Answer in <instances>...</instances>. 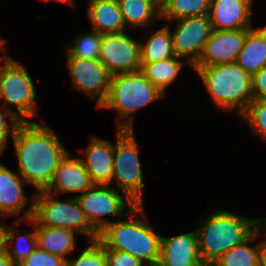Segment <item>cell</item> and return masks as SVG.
I'll use <instances>...</instances> for the list:
<instances>
[{
    "label": "cell",
    "instance_id": "1f68e13d",
    "mask_svg": "<svg viewBox=\"0 0 266 266\" xmlns=\"http://www.w3.org/2000/svg\"><path fill=\"white\" fill-rule=\"evenodd\" d=\"M18 266H66V259L37 247Z\"/></svg>",
    "mask_w": 266,
    "mask_h": 266
},
{
    "label": "cell",
    "instance_id": "4fadbf2b",
    "mask_svg": "<svg viewBox=\"0 0 266 266\" xmlns=\"http://www.w3.org/2000/svg\"><path fill=\"white\" fill-rule=\"evenodd\" d=\"M27 183L19 173H15L6 165L0 163V216H19L21 212L25 213L22 217L15 220L18 225L21 221H27L32 218L34 210V195L26 211L29 198L24 191V185ZM1 221V217H0Z\"/></svg>",
    "mask_w": 266,
    "mask_h": 266
},
{
    "label": "cell",
    "instance_id": "f35d334b",
    "mask_svg": "<svg viewBox=\"0 0 266 266\" xmlns=\"http://www.w3.org/2000/svg\"><path fill=\"white\" fill-rule=\"evenodd\" d=\"M42 1H46V2L56 1L60 3H66V5L69 4L70 6H74V0H42Z\"/></svg>",
    "mask_w": 266,
    "mask_h": 266
},
{
    "label": "cell",
    "instance_id": "60d3db41",
    "mask_svg": "<svg viewBox=\"0 0 266 266\" xmlns=\"http://www.w3.org/2000/svg\"><path fill=\"white\" fill-rule=\"evenodd\" d=\"M263 225L266 228V219H263Z\"/></svg>",
    "mask_w": 266,
    "mask_h": 266
},
{
    "label": "cell",
    "instance_id": "8992f818",
    "mask_svg": "<svg viewBox=\"0 0 266 266\" xmlns=\"http://www.w3.org/2000/svg\"><path fill=\"white\" fill-rule=\"evenodd\" d=\"M54 194L44 190L34 193L32 220L36 226L68 228L89 241L98 240L99 233L89 224L82 208L73 195L65 201L55 200Z\"/></svg>",
    "mask_w": 266,
    "mask_h": 266
},
{
    "label": "cell",
    "instance_id": "7402d4cb",
    "mask_svg": "<svg viewBox=\"0 0 266 266\" xmlns=\"http://www.w3.org/2000/svg\"><path fill=\"white\" fill-rule=\"evenodd\" d=\"M77 232L68 228L36 226L37 246L49 253L68 259L75 249Z\"/></svg>",
    "mask_w": 266,
    "mask_h": 266
},
{
    "label": "cell",
    "instance_id": "5bb4252c",
    "mask_svg": "<svg viewBox=\"0 0 266 266\" xmlns=\"http://www.w3.org/2000/svg\"><path fill=\"white\" fill-rule=\"evenodd\" d=\"M249 29L251 28L213 30L205 43L201 57L194 66H212L236 62Z\"/></svg>",
    "mask_w": 266,
    "mask_h": 266
},
{
    "label": "cell",
    "instance_id": "9a60e30c",
    "mask_svg": "<svg viewBox=\"0 0 266 266\" xmlns=\"http://www.w3.org/2000/svg\"><path fill=\"white\" fill-rule=\"evenodd\" d=\"M71 155L68 152L61 160L52 181L44 191L55 196L67 192L82 194L95 185L81 158H72Z\"/></svg>",
    "mask_w": 266,
    "mask_h": 266
},
{
    "label": "cell",
    "instance_id": "ab89813d",
    "mask_svg": "<svg viewBox=\"0 0 266 266\" xmlns=\"http://www.w3.org/2000/svg\"><path fill=\"white\" fill-rule=\"evenodd\" d=\"M160 6L166 1V0H155Z\"/></svg>",
    "mask_w": 266,
    "mask_h": 266
},
{
    "label": "cell",
    "instance_id": "7a4b0ae2",
    "mask_svg": "<svg viewBox=\"0 0 266 266\" xmlns=\"http://www.w3.org/2000/svg\"><path fill=\"white\" fill-rule=\"evenodd\" d=\"M125 217L130 220L118 219L107 225L99 233L98 241L105 249L130 253L147 266L158 265L162 235L146 223L144 205H135Z\"/></svg>",
    "mask_w": 266,
    "mask_h": 266
},
{
    "label": "cell",
    "instance_id": "cb8c5ba5",
    "mask_svg": "<svg viewBox=\"0 0 266 266\" xmlns=\"http://www.w3.org/2000/svg\"><path fill=\"white\" fill-rule=\"evenodd\" d=\"M30 222L31 226L34 227V231L26 234L19 235L18 228L15 226H7L2 224L3 228V249L7 252V255L12 260V262L18 266L23 262L38 246L36 237V223L29 219L26 223ZM16 240L13 245L12 240Z\"/></svg>",
    "mask_w": 266,
    "mask_h": 266
},
{
    "label": "cell",
    "instance_id": "836d02e7",
    "mask_svg": "<svg viewBox=\"0 0 266 266\" xmlns=\"http://www.w3.org/2000/svg\"><path fill=\"white\" fill-rule=\"evenodd\" d=\"M253 99H266V67L252 75Z\"/></svg>",
    "mask_w": 266,
    "mask_h": 266
},
{
    "label": "cell",
    "instance_id": "ac0fdd59",
    "mask_svg": "<svg viewBox=\"0 0 266 266\" xmlns=\"http://www.w3.org/2000/svg\"><path fill=\"white\" fill-rule=\"evenodd\" d=\"M81 158L94 184L110 185L113 174L114 144L92 137Z\"/></svg>",
    "mask_w": 266,
    "mask_h": 266
},
{
    "label": "cell",
    "instance_id": "2e32d148",
    "mask_svg": "<svg viewBox=\"0 0 266 266\" xmlns=\"http://www.w3.org/2000/svg\"><path fill=\"white\" fill-rule=\"evenodd\" d=\"M159 266H205L200 254L196 229L161 239Z\"/></svg>",
    "mask_w": 266,
    "mask_h": 266
},
{
    "label": "cell",
    "instance_id": "4316f807",
    "mask_svg": "<svg viewBox=\"0 0 266 266\" xmlns=\"http://www.w3.org/2000/svg\"><path fill=\"white\" fill-rule=\"evenodd\" d=\"M211 0H166L161 7V19L170 21L209 15Z\"/></svg>",
    "mask_w": 266,
    "mask_h": 266
},
{
    "label": "cell",
    "instance_id": "4dcf8cb0",
    "mask_svg": "<svg viewBox=\"0 0 266 266\" xmlns=\"http://www.w3.org/2000/svg\"><path fill=\"white\" fill-rule=\"evenodd\" d=\"M0 107V157L3 152L8 148V139L14 138L15 132L18 126L22 123L16 115L8 109L3 110ZM3 110V112L1 111ZM5 111V112H4ZM7 116L10 118V122L7 121Z\"/></svg>",
    "mask_w": 266,
    "mask_h": 266
},
{
    "label": "cell",
    "instance_id": "ffe728a7",
    "mask_svg": "<svg viewBox=\"0 0 266 266\" xmlns=\"http://www.w3.org/2000/svg\"><path fill=\"white\" fill-rule=\"evenodd\" d=\"M236 63L251 75L266 67V26L247 31Z\"/></svg>",
    "mask_w": 266,
    "mask_h": 266
},
{
    "label": "cell",
    "instance_id": "83f0119b",
    "mask_svg": "<svg viewBox=\"0 0 266 266\" xmlns=\"http://www.w3.org/2000/svg\"><path fill=\"white\" fill-rule=\"evenodd\" d=\"M78 35L73 39L74 42L72 45L65 44L66 51L71 56L81 59H98L103 35L93 29L90 32H82Z\"/></svg>",
    "mask_w": 266,
    "mask_h": 266
},
{
    "label": "cell",
    "instance_id": "5b68a950",
    "mask_svg": "<svg viewBox=\"0 0 266 266\" xmlns=\"http://www.w3.org/2000/svg\"><path fill=\"white\" fill-rule=\"evenodd\" d=\"M165 94L154 86L141 70L111 76L109 94L99 109H113L118 113L116 130H134L132 115Z\"/></svg>",
    "mask_w": 266,
    "mask_h": 266
},
{
    "label": "cell",
    "instance_id": "f1b7e54d",
    "mask_svg": "<svg viewBox=\"0 0 266 266\" xmlns=\"http://www.w3.org/2000/svg\"><path fill=\"white\" fill-rule=\"evenodd\" d=\"M252 129V133L259 135L266 141V99H253L246 110L240 115Z\"/></svg>",
    "mask_w": 266,
    "mask_h": 266
},
{
    "label": "cell",
    "instance_id": "d6a6232c",
    "mask_svg": "<svg viewBox=\"0 0 266 266\" xmlns=\"http://www.w3.org/2000/svg\"><path fill=\"white\" fill-rule=\"evenodd\" d=\"M107 266H147L141 260L127 252L105 249Z\"/></svg>",
    "mask_w": 266,
    "mask_h": 266
},
{
    "label": "cell",
    "instance_id": "d6986e66",
    "mask_svg": "<svg viewBox=\"0 0 266 266\" xmlns=\"http://www.w3.org/2000/svg\"><path fill=\"white\" fill-rule=\"evenodd\" d=\"M87 5L93 30L102 35L126 31L118 0H89Z\"/></svg>",
    "mask_w": 266,
    "mask_h": 266
},
{
    "label": "cell",
    "instance_id": "44dd1931",
    "mask_svg": "<svg viewBox=\"0 0 266 266\" xmlns=\"http://www.w3.org/2000/svg\"><path fill=\"white\" fill-rule=\"evenodd\" d=\"M263 235H266V228L262 224L247 240L224 253L211 266H260L261 241L258 238Z\"/></svg>",
    "mask_w": 266,
    "mask_h": 266
},
{
    "label": "cell",
    "instance_id": "7c38bea8",
    "mask_svg": "<svg viewBox=\"0 0 266 266\" xmlns=\"http://www.w3.org/2000/svg\"><path fill=\"white\" fill-rule=\"evenodd\" d=\"M111 75L141 69L140 40L126 31L105 34L98 58Z\"/></svg>",
    "mask_w": 266,
    "mask_h": 266
},
{
    "label": "cell",
    "instance_id": "484cf974",
    "mask_svg": "<svg viewBox=\"0 0 266 266\" xmlns=\"http://www.w3.org/2000/svg\"><path fill=\"white\" fill-rule=\"evenodd\" d=\"M186 62L184 59L175 56L157 62L141 63L140 70L154 86L166 94V89L176 81Z\"/></svg>",
    "mask_w": 266,
    "mask_h": 266
},
{
    "label": "cell",
    "instance_id": "d590c367",
    "mask_svg": "<svg viewBox=\"0 0 266 266\" xmlns=\"http://www.w3.org/2000/svg\"><path fill=\"white\" fill-rule=\"evenodd\" d=\"M260 266H266V239L261 240Z\"/></svg>",
    "mask_w": 266,
    "mask_h": 266
},
{
    "label": "cell",
    "instance_id": "f546056e",
    "mask_svg": "<svg viewBox=\"0 0 266 266\" xmlns=\"http://www.w3.org/2000/svg\"><path fill=\"white\" fill-rule=\"evenodd\" d=\"M66 266H107L105 248L98 240L91 241L77 258H68Z\"/></svg>",
    "mask_w": 266,
    "mask_h": 266
},
{
    "label": "cell",
    "instance_id": "74e56055",
    "mask_svg": "<svg viewBox=\"0 0 266 266\" xmlns=\"http://www.w3.org/2000/svg\"><path fill=\"white\" fill-rule=\"evenodd\" d=\"M2 220L0 221V252L3 250L4 240H3V228H2Z\"/></svg>",
    "mask_w": 266,
    "mask_h": 266
},
{
    "label": "cell",
    "instance_id": "277c9868",
    "mask_svg": "<svg viewBox=\"0 0 266 266\" xmlns=\"http://www.w3.org/2000/svg\"><path fill=\"white\" fill-rule=\"evenodd\" d=\"M216 108L241 115L253 100L252 75L236 62L193 66Z\"/></svg>",
    "mask_w": 266,
    "mask_h": 266
},
{
    "label": "cell",
    "instance_id": "603a6c76",
    "mask_svg": "<svg viewBox=\"0 0 266 266\" xmlns=\"http://www.w3.org/2000/svg\"><path fill=\"white\" fill-rule=\"evenodd\" d=\"M118 3L126 27L147 29L161 18V7L155 0H118Z\"/></svg>",
    "mask_w": 266,
    "mask_h": 266
},
{
    "label": "cell",
    "instance_id": "e0dca14e",
    "mask_svg": "<svg viewBox=\"0 0 266 266\" xmlns=\"http://www.w3.org/2000/svg\"><path fill=\"white\" fill-rule=\"evenodd\" d=\"M254 0H211L209 17L213 30L252 28Z\"/></svg>",
    "mask_w": 266,
    "mask_h": 266
},
{
    "label": "cell",
    "instance_id": "ba28073f",
    "mask_svg": "<svg viewBox=\"0 0 266 266\" xmlns=\"http://www.w3.org/2000/svg\"><path fill=\"white\" fill-rule=\"evenodd\" d=\"M114 144L112 182L136 205L143 204V172L134 130H117Z\"/></svg>",
    "mask_w": 266,
    "mask_h": 266
},
{
    "label": "cell",
    "instance_id": "8fae6325",
    "mask_svg": "<svg viewBox=\"0 0 266 266\" xmlns=\"http://www.w3.org/2000/svg\"><path fill=\"white\" fill-rule=\"evenodd\" d=\"M176 21L171 32L174 53L193 67L201 57L205 43L213 31L209 15L192 16Z\"/></svg>",
    "mask_w": 266,
    "mask_h": 266
},
{
    "label": "cell",
    "instance_id": "52a82bcc",
    "mask_svg": "<svg viewBox=\"0 0 266 266\" xmlns=\"http://www.w3.org/2000/svg\"><path fill=\"white\" fill-rule=\"evenodd\" d=\"M35 98V84L24 65L11 59L10 56L0 63V104H3L2 107L13 112L21 122H31L28 118L37 117L38 105H36Z\"/></svg>",
    "mask_w": 266,
    "mask_h": 266
},
{
    "label": "cell",
    "instance_id": "8d00e7d4",
    "mask_svg": "<svg viewBox=\"0 0 266 266\" xmlns=\"http://www.w3.org/2000/svg\"><path fill=\"white\" fill-rule=\"evenodd\" d=\"M6 39H4L1 35H0V52H2L5 49V43H6ZM9 56H0V63L4 62Z\"/></svg>",
    "mask_w": 266,
    "mask_h": 266
},
{
    "label": "cell",
    "instance_id": "d4e9b609",
    "mask_svg": "<svg viewBox=\"0 0 266 266\" xmlns=\"http://www.w3.org/2000/svg\"><path fill=\"white\" fill-rule=\"evenodd\" d=\"M141 63L157 62L175 57L170 26L165 25L140 40Z\"/></svg>",
    "mask_w": 266,
    "mask_h": 266
},
{
    "label": "cell",
    "instance_id": "30bf717a",
    "mask_svg": "<svg viewBox=\"0 0 266 266\" xmlns=\"http://www.w3.org/2000/svg\"><path fill=\"white\" fill-rule=\"evenodd\" d=\"M65 53L72 90L82 92L92 101L97 99L99 109L108 97L112 75L99 59H81Z\"/></svg>",
    "mask_w": 266,
    "mask_h": 266
},
{
    "label": "cell",
    "instance_id": "e575fe53",
    "mask_svg": "<svg viewBox=\"0 0 266 266\" xmlns=\"http://www.w3.org/2000/svg\"><path fill=\"white\" fill-rule=\"evenodd\" d=\"M0 266H16L4 249L0 252Z\"/></svg>",
    "mask_w": 266,
    "mask_h": 266
},
{
    "label": "cell",
    "instance_id": "6da1fadb",
    "mask_svg": "<svg viewBox=\"0 0 266 266\" xmlns=\"http://www.w3.org/2000/svg\"><path fill=\"white\" fill-rule=\"evenodd\" d=\"M12 141L18 173L37 192L45 190L69 151L53 129L33 121L22 122Z\"/></svg>",
    "mask_w": 266,
    "mask_h": 266
},
{
    "label": "cell",
    "instance_id": "3957f363",
    "mask_svg": "<svg viewBox=\"0 0 266 266\" xmlns=\"http://www.w3.org/2000/svg\"><path fill=\"white\" fill-rule=\"evenodd\" d=\"M214 211L201 217L196 225L199 254L205 266H211L224 253L247 240L263 224V219H250L222 208Z\"/></svg>",
    "mask_w": 266,
    "mask_h": 266
},
{
    "label": "cell",
    "instance_id": "9c48e42d",
    "mask_svg": "<svg viewBox=\"0 0 266 266\" xmlns=\"http://www.w3.org/2000/svg\"><path fill=\"white\" fill-rule=\"evenodd\" d=\"M75 198L89 224L98 233L113 222L107 220L105 216L112 215L120 219L136 205L125 194L121 195L118 189L103 184H95L84 193L75 195Z\"/></svg>",
    "mask_w": 266,
    "mask_h": 266
}]
</instances>
